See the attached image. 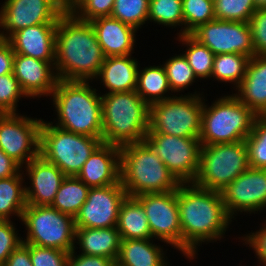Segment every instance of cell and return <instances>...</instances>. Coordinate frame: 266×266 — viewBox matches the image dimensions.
I'll use <instances>...</instances> for the list:
<instances>
[{"label": "cell", "mask_w": 266, "mask_h": 266, "mask_svg": "<svg viewBox=\"0 0 266 266\" xmlns=\"http://www.w3.org/2000/svg\"><path fill=\"white\" fill-rule=\"evenodd\" d=\"M177 201L182 231V254L194 259L197 246L223 238L232 218L227 213L221 193L181 183ZM214 240V241H213Z\"/></svg>", "instance_id": "obj_1"}, {"label": "cell", "mask_w": 266, "mask_h": 266, "mask_svg": "<svg viewBox=\"0 0 266 266\" xmlns=\"http://www.w3.org/2000/svg\"><path fill=\"white\" fill-rule=\"evenodd\" d=\"M55 45L59 80L92 82L97 78L105 57L90 22L67 10L58 20Z\"/></svg>", "instance_id": "obj_2"}, {"label": "cell", "mask_w": 266, "mask_h": 266, "mask_svg": "<svg viewBox=\"0 0 266 266\" xmlns=\"http://www.w3.org/2000/svg\"><path fill=\"white\" fill-rule=\"evenodd\" d=\"M89 82L58 80L51 98L56 126L76 134L102 138L101 94Z\"/></svg>", "instance_id": "obj_3"}, {"label": "cell", "mask_w": 266, "mask_h": 266, "mask_svg": "<svg viewBox=\"0 0 266 266\" xmlns=\"http://www.w3.org/2000/svg\"><path fill=\"white\" fill-rule=\"evenodd\" d=\"M102 142L122 147L145 140L150 106L136 91L101 95Z\"/></svg>", "instance_id": "obj_4"}, {"label": "cell", "mask_w": 266, "mask_h": 266, "mask_svg": "<svg viewBox=\"0 0 266 266\" xmlns=\"http://www.w3.org/2000/svg\"><path fill=\"white\" fill-rule=\"evenodd\" d=\"M120 181L130 197L177 190L181 184L145 141L120 147Z\"/></svg>", "instance_id": "obj_5"}, {"label": "cell", "mask_w": 266, "mask_h": 266, "mask_svg": "<svg viewBox=\"0 0 266 266\" xmlns=\"http://www.w3.org/2000/svg\"><path fill=\"white\" fill-rule=\"evenodd\" d=\"M256 117L233 93L216 99L211 106L204 99L199 136L201 145L245 141Z\"/></svg>", "instance_id": "obj_6"}, {"label": "cell", "mask_w": 266, "mask_h": 266, "mask_svg": "<svg viewBox=\"0 0 266 266\" xmlns=\"http://www.w3.org/2000/svg\"><path fill=\"white\" fill-rule=\"evenodd\" d=\"M102 138L76 134L42 120L39 155L66 176H77Z\"/></svg>", "instance_id": "obj_7"}, {"label": "cell", "mask_w": 266, "mask_h": 266, "mask_svg": "<svg viewBox=\"0 0 266 266\" xmlns=\"http://www.w3.org/2000/svg\"><path fill=\"white\" fill-rule=\"evenodd\" d=\"M200 93L174 96L150 105L149 130L178 137L199 138L204 98Z\"/></svg>", "instance_id": "obj_8"}, {"label": "cell", "mask_w": 266, "mask_h": 266, "mask_svg": "<svg viewBox=\"0 0 266 266\" xmlns=\"http://www.w3.org/2000/svg\"><path fill=\"white\" fill-rule=\"evenodd\" d=\"M249 168L245 141L202 145L196 186L222 191Z\"/></svg>", "instance_id": "obj_9"}, {"label": "cell", "mask_w": 266, "mask_h": 266, "mask_svg": "<svg viewBox=\"0 0 266 266\" xmlns=\"http://www.w3.org/2000/svg\"><path fill=\"white\" fill-rule=\"evenodd\" d=\"M21 221L27 235L23 243L71 252L75 247V220L50 205H26Z\"/></svg>", "instance_id": "obj_10"}, {"label": "cell", "mask_w": 266, "mask_h": 266, "mask_svg": "<svg viewBox=\"0 0 266 266\" xmlns=\"http://www.w3.org/2000/svg\"><path fill=\"white\" fill-rule=\"evenodd\" d=\"M180 183H193L200 166L199 138L147 133L144 140Z\"/></svg>", "instance_id": "obj_11"}, {"label": "cell", "mask_w": 266, "mask_h": 266, "mask_svg": "<svg viewBox=\"0 0 266 266\" xmlns=\"http://www.w3.org/2000/svg\"><path fill=\"white\" fill-rule=\"evenodd\" d=\"M43 119L0 113V149L21 167L39 156Z\"/></svg>", "instance_id": "obj_12"}, {"label": "cell", "mask_w": 266, "mask_h": 266, "mask_svg": "<svg viewBox=\"0 0 266 266\" xmlns=\"http://www.w3.org/2000/svg\"><path fill=\"white\" fill-rule=\"evenodd\" d=\"M143 206L152 239H158L182 253V231L177 190L145 193L135 197Z\"/></svg>", "instance_id": "obj_13"}, {"label": "cell", "mask_w": 266, "mask_h": 266, "mask_svg": "<svg viewBox=\"0 0 266 266\" xmlns=\"http://www.w3.org/2000/svg\"><path fill=\"white\" fill-rule=\"evenodd\" d=\"M1 6L0 39L3 40L22 28L58 23L67 11L58 0H5Z\"/></svg>", "instance_id": "obj_14"}, {"label": "cell", "mask_w": 266, "mask_h": 266, "mask_svg": "<svg viewBox=\"0 0 266 266\" xmlns=\"http://www.w3.org/2000/svg\"><path fill=\"white\" fill-rule=\"evenodd\" d=\"M191 35L215 55L237 53L255 55L249 23L214 19L200 25Z\"/></svg>", "instance_id": "obj_15"}, {"label": "cell", "mask_w": 266, "mask_h": 266, "mask_svg": "<svg viewBox=\"0 0 266 266\" xmlns=\"http://www.w3.org/2000/svg\"><path fill=\"white\" fill-rule=\"evenodd\" d=\"M126 196L121 181L90 188L85 203L74 218L75 227L101 229L117 226L120 204Z\"/></svg>", "instance_id": "obj_16"}, {"label": "cell", "mask_w": 266, "mask_h": 266, "mask_svg": "<svg viewBox=\"0 0 266 266\" xmlns=\"http://www.w3.org/2000/svg\"><path fill=\"white\" fill-rule=\"evenodd\" d=\"M220 193L231 218L238 214L237 211L255 214L264 210L266 208V170L249 167Z\"/></svg>", "instance_id": "obj_17"}, {"label": "cell", "mask_w": 266, "mask_h": 266, "mask_svg": "<svg viewBox=\"0 0 266 266\" xmlns=\"http://www.w3.org/2000/svg\"><path fill=\"white\" fill-rule=\"evenodd\" d=\"M54 65L55 62L15 53L12 73L27 98L47 97L52 95L59 80Z\"/></svg>", "instance_id": "obj_18"}, {"label": "cell", "mask_w": 266, "mask_h": 266, "mask_svg": "<svg viewBox=\"0 0 266 266\" xmlns=\"http://www.w3.org/2000/svg\"><path fill=\"white\" fill-rule=\"evenodd\" d=\"M24 168L31 183L29 187L25 185L27 204L51 205L66 175L40 155L32 159Z\"/></svg>", "instance_id": "obj_19"}, {"label": "cell", "mask_w": 266, "mask_h": 266, "mask_svg": "<svg viewBox=\"0 0 266 266\" xmlns=\"http://www.w3.org/2000/svg\"><path fill=\"white\" fill-rule=\"evenodd\" d=\"M89 188L105 187L120 182V147L101 143L76 176Z\"/></svg>", "instance_id": "obj_20"}, {"label": "cell", "mask_w": 266, "mask_h": 266, "mask_svg": "<svg viewBox=\"0 0 266 266\" xmlns=\"http://www.w3.org/2000/svg\"><path fill=\"white\" fill-rule=\"evenodd\" d=\"M57 23H43L14 32L7 41L14 53L55 62Z\"/></svg>", "instance_id": "obj_21"}, {"label": "cell", "mask_w": 266, "mask_h": 266, "mask_svg": "<svg viewBox=\"0 0 266 266\" xmlns=\"http://www.w3.org/2000/svg\"><path fill=\"white\" fill-rule=\"evenodd\" d=\"M104 57L125 56L133 53L137 30L111 16L90 21Z\"/></svg>", "instance_id": "obj_22"}, {"label": "cell", "mask_w": 266, "mask_h": 266, "mask_svg": "<svg viewBox=\"0 0 266 266\" xmlns=\"http://www.w3.org/2000/svg\"><path fill=\"white\" fill-rule=\"evenodd\" d=\"M235 91L238 94L234 95L257 116H266V55L249 59L245 77Z\"/></svg>", "instance_id": "obj_23"}, {"label": "cell", "mask_w": 266, "mask_h": 266, "mask_svg": "<svg viewBox=\"0 0 266 266\" xmlns=\"http://www.w3.org/2000/svg\"><path fill=\"white\" fill-rule=\"evenodd\" d=\"M138 61L132 54L105 57L96 79H101L108 93L135 91L138 79Z\"/></svg>", "instance_id": "obj_24"}, {"label": "cell", "mask_w": 266, "mask_h": 266, "mask_svg": "<svg viewBox=\"0 0 266 266\" xmlns=\"http://www.w3.org/2000/svg\"><path fill=\"white\" fill-rule=\"evenodd\" d=\"M121 241L117 226L101 229L75 227V243L80 246L81 254L104 256L116 262Z\"/></svg>", "instance_id": "obj_25"}, {"label": "cell", "mask_w": 266, "mask_h": 266, "mask_svg": "<svg viewBox=\"0 0 266 266\" xmlns=\"http://www.w3.org/2000/svg\"><path fill=\"white\" fill-rule=\"evenodd\" d=\"M152 240V241H151ZM154 239H122L116 266H167L163 247Z\"/></svg>", "instance_id": "obj_26"}, {"label": "cell", "mask_w": 266, "mask_h": 266, "mask_svg": "<svg viewBox=\"0 0 266 266\" xmlns=\"http://www.w3.org/2000/svg\"><path fill=\"white\" fill-rule=\"evenodd\" d=\"M117 229L122 239H152L146 212L135 197L126 196L120 204Z\"/></svg>", "instance_id": "obj_27"}, {"label": "cell", "mask_w": 266, "mask_h": 266, "mask_svg": "<svg viewBox=\"0 0 266 266\" xmlns=\"http://www.w3.org/2000/svg\"><path fill=\"white\" fill-rule=\"evenodd\" d=\"M135 91L149 106L153 103L172 98L167 94L168 91L170 93L171 89L163 64L145 67L142 70L139 68Z\"/></svg>", "instance_id": "obj_28"}, {"label": "cell", "mask_w": 266, "mask_h": 266, "mask_svg": "<svg viewBox=\"0 0 266 266\" xmlns=\"http://www.w3.org/2000/svg\"><path fill=\"white\" fill-rule=\"evenodd\" d=\"M0 179V220H11L10 216H17L20 220L27 205L25 185L22 174ZM14 214V215H12Z\"/></svg>", "instance_id": "obj_29"}, {"label": "cell", "mask_w": 266, "mask_h": 266, "mask_svg": "<svg viewBox=\"0 0 266 266\" xmlns=\"http://www.w3.org/2000/svg\"><path fill=\"white\" fill-rule=\"evenodd\" d=\"M89 189L76 176H66L50 206L75 218L87 199Z\"/></svg>", "instance_id": "obj_30"}, {"label": "cell", "mask_w": 266, "mask_h": 266, "mask_svg": "<svg viewBox=\"0 0 266 266\" xmlns=\"http://www.w3.org/2000/svg\"><path fill=\"white\" fill-rule=\"evenodd\" d=\"M249 59V56L237 53L216 54L211 77L222 83H232L237 88L245 77Z\"/></svg>", "instance_id": "obj_31"}, {"label": "cell", "mask_w": 266, "mask_h": 266, "mask_svg": "<svg viewBox=\"0 0 266 266\" xmlns=\"http://www.w3.org/2000/svg\"><path fill=\"white\" fill-rule=\"evenodd\" d=\"M178 41L187 46L183 54L198 78H211L215 54L191 34L179 35Z\"/></svg>", "instance_id": "obj_32"}, {"label": "cell", "mask_w": 266, "mask_h": 266, "mask_svg": "<svg viewBox=\"0 0 266 266\" xmlns=\"http://www.w3.org/2000/svg\"><path fill=\"white\" fill-rule=\"evenodd\" d=\"M166 27L181 26L178 35H184L182 0H149L148 21Z\"/></svg>", "instance_id": "obj_33"}, {"label": "cell", "mask_w": 266, "mask_h": 266, "mask_svg": "<svg viewBox=\"0 0 266 266\" xmlns=\"http://www.w3.org/2000/svg\"><path fill=\"white\" fill-rule=\"evenodd\" d=\"M249 167L266 170V116H257L246 137Z\"/></svg>", "instance_id": "obj_34"}, {"label": "cell", "mask_w": 266, "mask_h": 266, "mask_svg": "<svg viewBox=\"0 0 266 266\" xmlns=\"http://www.w3.org/2000/svg\"><path fill=\"white\" fill-rule=\"evenodd\" d=\"M149 0H115L111 17L136 30L148 21Z\"/></svg>", "instance_id": "obj_35"}, {"label": "cell", "mask_w": 266, "mask_h": 266, "mask_svg": "<svg viewBox=\"0 0 266 266\" xmlns=\"http://www.w3.org/2000/svg\"><path fill=\"white\" fill-rule=\"evenodd\" d=\"M184 34L215 19L214 0H182Z\"/></svg>", "instance_id": "obj_36"}, {"label": "cell", "mask_w": 266, "mask_h": 266, "mask_svg": "<svg viewBox=\"0 0 266 266\" xmlns=\"http://www.w3.org/2000/svg\"><path fill=\"white\" fill-rule=\"evenodd\" d=\"M163 66L166 71L171 93H180V91H184L186 88L188 89L197 78L183 53L182 55L169 58Z\"/></svg>", "instance_id": "obj_37"}, {"label": "cell", "mask_w": 266, "mask_h": 266, "mask_svg": "<svg viewBox=\"0 0 266 266\" xmlns=\"http://www.w3.org/2000/svg\"><path fill=\"white\" fill-rule=\"evenodd\" d=\"M256 10L253 0H214L218 20L248 23Z\"/></svg>", "instance_id": "obj_38"}, {"label": "cell", "mask_w": 266, "mask_h": 266, "mask_svg": "<svg viewBox=\"0 0 266 266\" xmlns=\"http://www.w3.org/2000/svg\"><path fill=\"white\" fill-rule=\"evenodd\" d=\"M115 0H77L68 10L79 20L90 22L111 16Z\"/></svg>", "instance_id": "obj_39"}, {"label": "cell", "mask_w": 266, "mask_h": 266, "mask_svg": "<svg viewBox=\"0 0 266 266\" xmlns=\"http://www.w3.org/2000/svg\"><path fill=\"white\" fill-rule=\"evenodd\" d=\"M21 97L27 96L13 73L0 76V113H16Z\"/></svg>", "instance_id": "obj_40"}, {"label": "cell", "mask_w": 266, "mask_h": 266, "mask_svg": "<svg viewBox=\"0 0 266 266\" xmlns=\"http://www.w3.org/2000/svg\"><path fill=\"white\" fill-rule=\"evenodd\" d=\"M69 252L55 248L30 244V258L33 266H66Z\"/></svg>", "instance_id": "obj_41"}, {"label": "cell", "mask_w": 266, "mask_h": 266, "mask_svg": "<svg viewBox=\"0 0 266 266\" xmlns=\"http://www.w3.org/2000/svg\"><path fill=\"white\" fill-rule=\"evenodd\" d=\"M18 234L11 220H0V266H3L10 254L23 243V238Z\"/></svg>", "instance_id": "obj_42"}, {"label": "cell", "mask_w": 266, "mask_h": 266, "mask_svg": "<svg viewBox=\"0 0 266 266\" xmlns=\"http://www.w3.org/2000/svg\"><path fill=\"white\" fill-rule=\"evenodd\" d=\"M248 23L255 55H266V9H257Z\"/></svg>", "instance_id": "obj_43"}, {"label": "cell", "mask_w": 266, "mask_h": 266, "mask_svg": "<svg viewBox=\"0 0 266 266\" xmlns=\"http://www.w3.org/2000/svg\"><path fill=\"white\" fill-rule=\"evenodd\" d=\"M242 240L245 241V245H249L254 250L255 256L259 259V264L266 266V220L259 231L245 235Z\"/></svg>", "instance_id": "obj_44"}, {"label": "cell", "mask_w": 266, "mask_h": 266, "mask_svg": "<svg viewBox=\"0 0 266 266\" xmlns=\"http://www.w3.org/2000/svg\"><path fill=\"white\" fill-rule=\"evenodd\" d=\"M75 249L68 255L66 266H116V262L104 256L76 255Z\"/></svg>", "instance_id": "obj_45"}, {"label": "cell", "mask_w": 266, "mask_h": 266, "mask_svg": "<svg viewBox=\"0 0 266 266\" xmlns=\"http://www.w3.org/2000/svg\"><path fill=\"white\" fill-rule=\"evenodd\" d=\"M3 266H33L30 258V244H20Z\"/></svg>", "instance_id": "obj_46"}, {"label": "cell", "mask_w": 266, "mask_h": 266, "mask_svg": "<svg viewBox=\"0 0 266 266\" xmlns=\"http://www.w3.org/2000/svg\"><path fill=\"white\" fill-rule=\"evenodd\" d=\"M15 53L7 40L0 39V76L13 72Z\"/></svg>", "instance_id": "obj_47"}, {"label": "cell", "mask_w": 266, "mask_h": 266, "mask_svg": "<svg viewBox=\"0 0 266 266\" xmlns=\"http://www.w3.org/2000/svg\"><path fill=\"white\" fill-rule=\"evenodd\" d=\"M22 167L0 149V179L17 175Z\"/></svg>", "instance_id": "obj_48"}, {"label": "cell", "mask_w": 266, "mask_h": 266, "mask_svg": "<svg viewBox=\"0 0 266 266\" xmlns=\"http://www.w3.org/2000/svg\"><path fill=\"white\" fill-rule=\"evenodd\" d=\"M256 9H266V0H253Z\"/></svg>", "instance_id": "obj_49"}, {"label": "cell", "mask_w": 266, "mask_h": 266, "mask_svg": "<svg viewBox=\"0 0 266 266\" xmlns=\"http://www.w3.org/2000/svg\"><path fill=\"white\" fill-rule=\"evenodd\" d=\"M67 10L77 1V0H58Z\"/></svg>", "instance_id": "obj_50"}]
</instances>
